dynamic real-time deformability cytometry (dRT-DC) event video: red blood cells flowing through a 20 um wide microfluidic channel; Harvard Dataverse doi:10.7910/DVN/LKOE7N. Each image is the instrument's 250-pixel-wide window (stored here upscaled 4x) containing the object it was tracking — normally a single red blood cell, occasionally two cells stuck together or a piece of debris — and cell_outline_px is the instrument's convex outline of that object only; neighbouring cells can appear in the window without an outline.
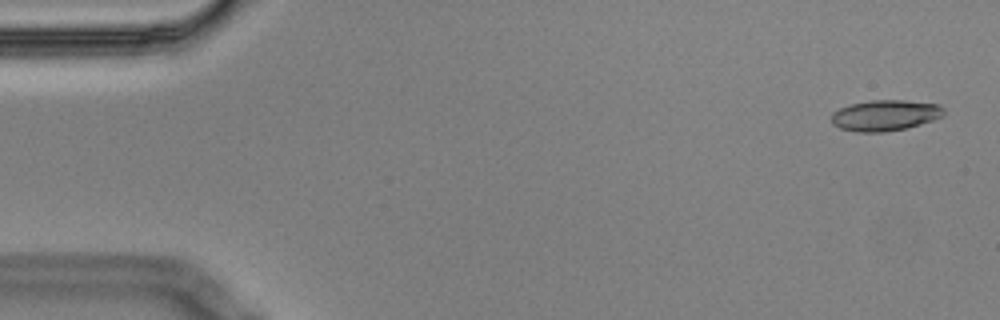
{"species": "Egyptian fruit bat (a non-hibernating species)", "species_latin": "Rousettus aegyptiacus", "temperature_condition": "cold", "stored_images_in_passage": 5, "camera_frame_rate_fps": 3000, "um_per_image_px": 0.085, "animal": {"sex": "male"}, "frame": {"image": 1, "passage_image": 1, "time_ms": 0.0, "image_size_px": [1000, 320], "cell_outline_px": [[944, 116], [920, 124], [904, 128], [884, 132], [856, 132], [840, 128], [832, 124], [832, 112], [840, 108], [852, 104], [872, 100], [904, 100], [940, 104], [944, 108]], "centroid_in_image_um": [75.25, 9.8], "position_along_channel_um": 9.8, "area_um2": 20.17}}